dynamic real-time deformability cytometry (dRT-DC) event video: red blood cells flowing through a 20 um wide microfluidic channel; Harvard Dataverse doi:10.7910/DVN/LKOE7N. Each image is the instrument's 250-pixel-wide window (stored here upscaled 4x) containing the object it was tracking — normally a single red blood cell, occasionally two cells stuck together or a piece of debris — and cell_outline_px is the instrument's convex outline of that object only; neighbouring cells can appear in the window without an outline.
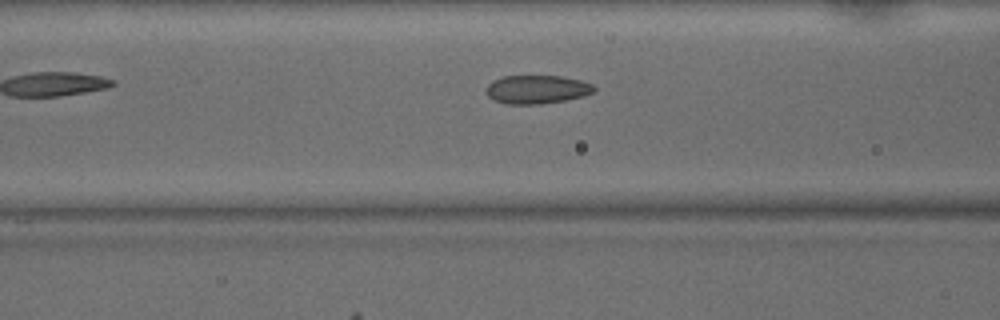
{"species": "common noctule bat (a hibernating species)", "species_latin": "Nyctalus noctula", "temperature_condition": "warm", "stored_images_in_passage": 36, "camera_frame_rate_fps": 3000, "um_per_image_px": 0.085, "animal": {"sex": "male", "body_mass_g": 15.6}, "frame": {"image": 1, "passage_image": 6, "time_ms": 1.667, "image_size_px": [1000, 320], "cell_outline_px": [[596, 88], [592, 92], [584, 96], [564, 100], [540, 104], [508, 104], [492, 100], [488, 96], [488, 84], [492, 80], [504, 76], [564, 76], [580, 80], [592, 84]], "centroid_in_image_um": [45.64, 7.6], "position_along_channel_um": 121.0, "area_um2": 17.86}}
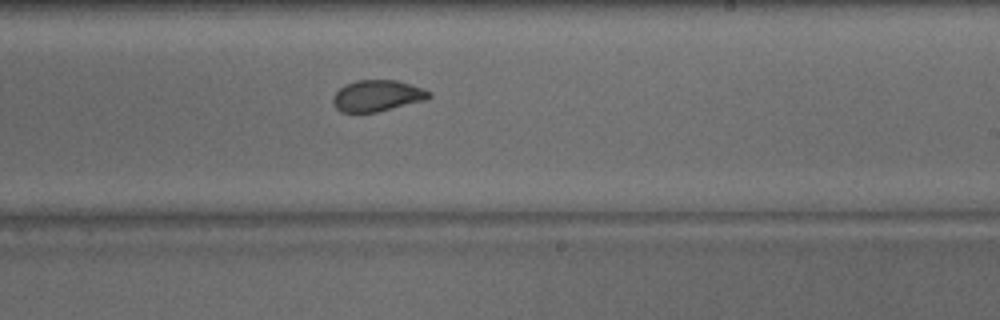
{"frame": {"image": 2, "passage_image": 16, "time_ms": 5.0, "image_size_px": [1000, 320], "cell_outline_px": [[432, 96], [424, 100], [376, 112], [340, 112], [332, 104], [332, 96], [340, 88], [356, 80], [396, 80], [432, 92]], "centroid_in_image_um": [32.02, 8.14], "position_along_channel_um": 257.0, "area_um2": 17.28}}
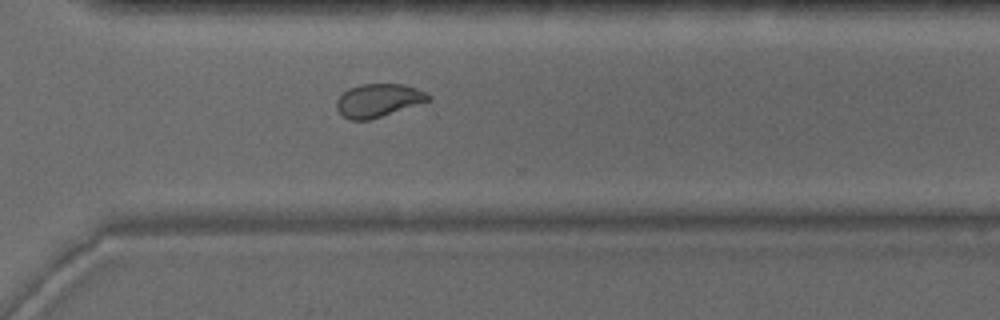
{"frame": {"image": 3, "passage_image": 22, "time_ms": 7.0, "image_size_px": [1000, 320], "cell_outline_px": [[432, 100], [368, 120], [348, 120], [336, 108], [336, 100], [348, 88], [360, 84], [404, 84], [416, 88], [432, 96]], "centroid_in_image_um": [32.16, 8.52], "position_along_channel_um": 338.4, "area_um2": 17.69}, "authors_computed_cell_mechanics": {"area_um2": 18.1203, "velocity_mm_per_s": 4.0834, "shape_relaxation_time_tau1_ms": 10.0563, "shape_relaxation_time_tau2_ms": 1.0122, "deformation_change_tau1": 0.2016, "deformation_change_tau2": 0.0547}}